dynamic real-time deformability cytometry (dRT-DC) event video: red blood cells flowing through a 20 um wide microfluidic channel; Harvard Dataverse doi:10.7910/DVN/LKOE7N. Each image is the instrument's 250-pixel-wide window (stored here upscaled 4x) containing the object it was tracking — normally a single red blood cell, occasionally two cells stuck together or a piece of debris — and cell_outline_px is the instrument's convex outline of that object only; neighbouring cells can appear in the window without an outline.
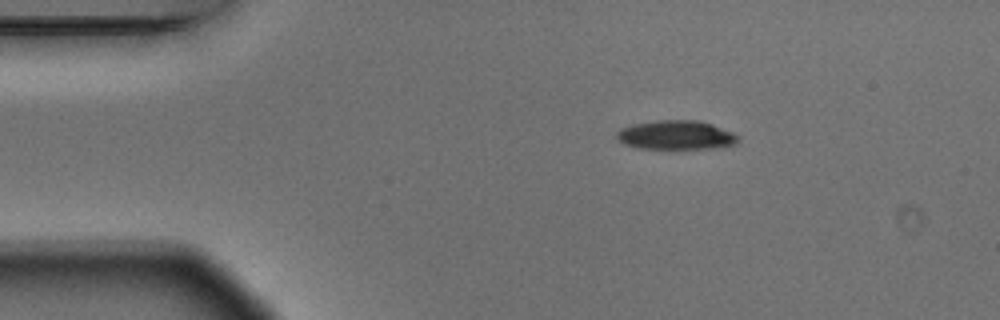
{"species": "Egyptian fruit bat (a non-hibernating species)", "species_latin": "Rousettus aegyptiacus", "temperature_condition": "warm", "stored_images_in_passage": 6, "camera_frame_rate_fps": 3000, "um_per_image_px": 0.085, "animal": {"sex": "male"}, "frame": {"image": 1, "passage_image": 1, "time_ms": 0.0, "image_size_px": [1000, 320], "cell_outline_px": [[740, 140], [736, 144], [712, 148], [636, 148], [624, 144], [616, 140], [616, 132], [620, 128], [632, 124], [656, 120], [700, 120], [712, 124], [732, 132], [740, 136]], "centroid_in_image_um": [57.44, 11.47], "position_along_channel_um": 27.6, "area_um2": 20.75}}
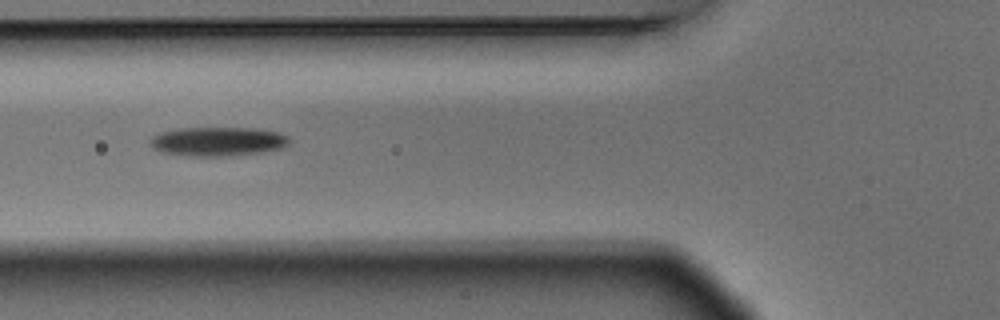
{"frame": {"image": 2, "passage_image": 4, "time_ms": 1.0, "image_size_px": [1000, 320], "cell_outline_px": [[292, 140], [284, 148], [264, 152], [232, 156], [188, 156], [164, 152], [156, 148], [148, 140], [152, 136], [160, 132], [184, 128], [252, 128], [280, 132], [288, 136]], "centroid_in_image_um": [18.6, 12.03], "position_along_channel_um": 107.2, "area_um2": 23.7}}
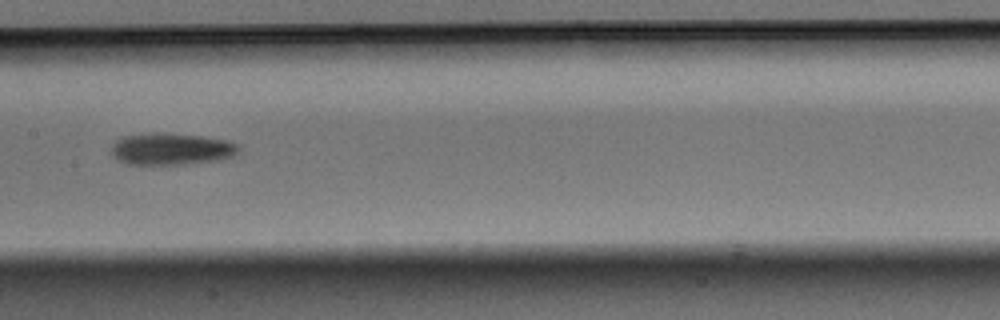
{"frame": {"image": 3, "passage_image": 6, "time_ms": 1.667, "image_size_px": [1000, 320], "cell_outline_px": [[240, 148], [232, 156], [224, 160], [184, 164], [128, 164], [116, 160], [112, 156], [112, 144], [116, 140], [124, 136], [156, 132], [160, 132], [204, 136], [228, 140], [240, 144]], "centroid_in_image_um": [14.59, 12.66], "position_along_channel_um": 192.8, "area_um2": 23.99}}